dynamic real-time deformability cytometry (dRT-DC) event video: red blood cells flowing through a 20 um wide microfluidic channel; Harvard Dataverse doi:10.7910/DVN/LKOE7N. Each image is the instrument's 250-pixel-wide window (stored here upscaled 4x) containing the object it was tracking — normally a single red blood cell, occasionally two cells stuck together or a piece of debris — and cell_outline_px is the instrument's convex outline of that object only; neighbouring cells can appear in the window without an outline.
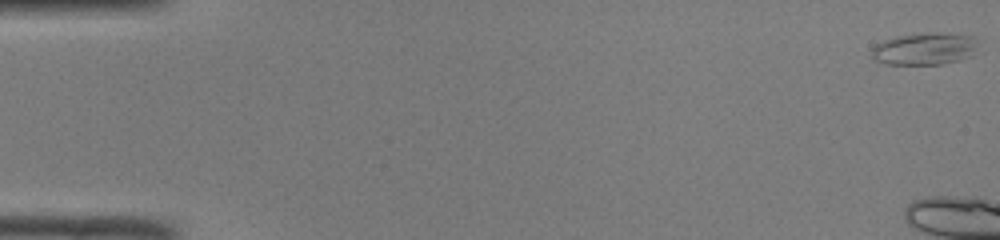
{"species": "common noctule bat (a hibernating species)", "species_latin": "Nyctalus noctula", "temperature_condition": "room temperature", "stored_images_in_passage": 5, "camera_frame_rate_fps": 3000, "um_per_image_px": 0.085, "animal": {"sex": "male", "body_mass_g": 19.0, "forearm_length_mm": 50.8}, "frame": {"image": 1, "passage_image": 1, "time_ms": 0.0, "image_size_px": [1000, 240], "cell_outline_px": [[984, 40], [972, 56], [960, 60], [944, 64], [884, 64], [872, 60], [872, 48], [876, 44], [884, 40], [896, 36], [928, 32], [940, 32], [976, 36]], "centroid_in_image_um": [78.7, 4.13], "position_along_channel_um": 6.3, "area_um2": 20.75}}